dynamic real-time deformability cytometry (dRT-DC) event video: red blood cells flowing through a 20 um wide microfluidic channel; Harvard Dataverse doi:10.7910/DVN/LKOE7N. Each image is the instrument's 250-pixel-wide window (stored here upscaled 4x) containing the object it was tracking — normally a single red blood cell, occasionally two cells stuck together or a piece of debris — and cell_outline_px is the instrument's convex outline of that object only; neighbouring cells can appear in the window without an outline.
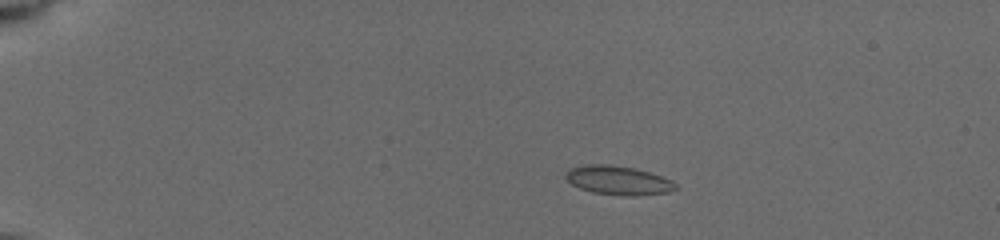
{"species": "common noctule bat (a hibernating species)", "species_latin": "Nyctalus noctula", "temperature_condition": "cold", "stored_images_in_passage": 41, "camera_frame_rate_fps": 3000, "um_per_image_px": 0.085, "animal": {"sex": "female", "body_mass_g": 19.5, "forearm_length_mm": 54.1}, "frame": {"image": 1, "passage_image": 1, "time_ms": 0.0, "image_size_px": [1000, 240], "cell_outline_px": [[676, 188], [668, 192], [636, 196], [628, 196], [592, 192], [580, 188], [572, 184], [564, 176], [564, 172], [568, 168], [584, 164], [608, 164], [632, 168], [648, 172], [672, 180], [676, 184]], "centroid_in_image_um": [52.49, 15.32], "position_along_channel_um": 32.5, "area_um2": 18.5}}
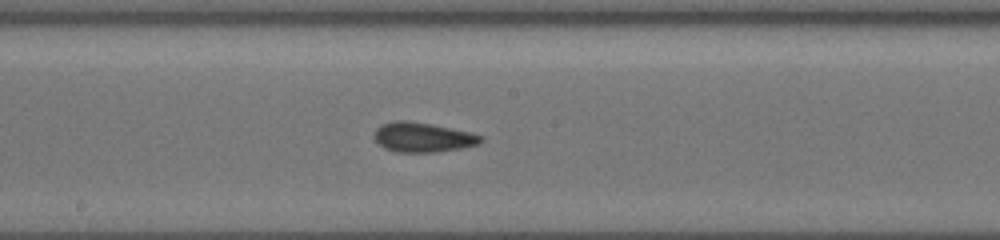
{"frame": {"image": 2, "passage_image": 23, "time_ms": 6.667, "image_size_px": [1000, 240], "cell_outline_px": [[484, 140], [480, 144], [464, 148], [436, 152], [396, 152], [384, 148], [372, 136], [376, 128], [384, 124], [396, 120], [404, 120], [432, 124], [472, 132], [484, 136]], "centroid_in_image_um": [35.99, 11.67], "position_along_channel_um": 212.2, "area_um2": 18.67}}
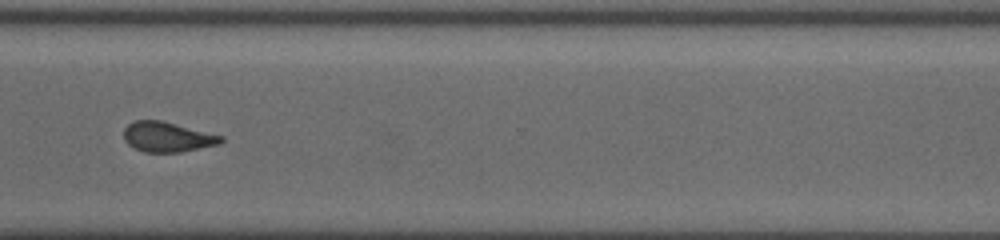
{"frame": {"image": 3, "passage_image": 40, "time_ms": 10.333, "image_size_px": [1000, 240], "cell_outline_px": [[224, 140], [220, 144], [180, 152], [144, 152], [128, 144], [124, 140], [124, 128], [128, 124], [136, 120], [160, 120], [224, 136]], "centroid_in_image_um": [14.23, 11.64], "position_along_channel_um": 356.4, "area_um2": 16.94}}